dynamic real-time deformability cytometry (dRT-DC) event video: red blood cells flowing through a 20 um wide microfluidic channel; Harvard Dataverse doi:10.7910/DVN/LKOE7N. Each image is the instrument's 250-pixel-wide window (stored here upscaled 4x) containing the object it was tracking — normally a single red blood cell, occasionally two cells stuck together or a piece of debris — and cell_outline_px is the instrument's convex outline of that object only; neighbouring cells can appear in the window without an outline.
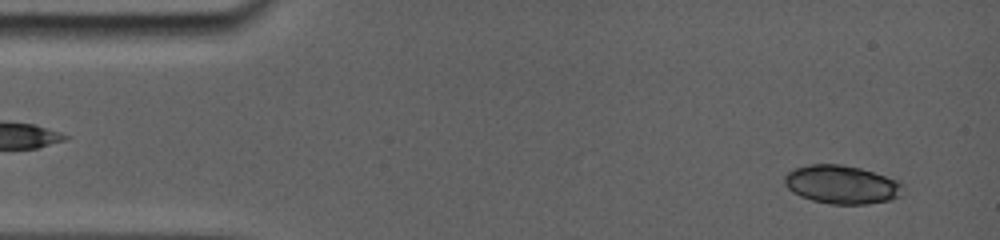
{"species": "common noctule bat (a hibernating species)", "species_latin": "Nyctalus noctula", "temperature_condition": "room temperature", "stored_images_in_passage": 28, "camera_frame_rate_fps": 5000, "um_per_image_px": 0.085, "animal": {"sex": "female", "body_mass_g": 19.0, "forearm_length_mm": 56.7}, "frame": {"image": 1, "passage_image": 7, "time_ms": 1.0, "image_size_px": [1000, 240], "cell_outline_px": [[900, 196], [892, 200], [868, 204], [832, 204], [812, 200], [800, 196], [792, 192], [784, 184], [784, 176], [788, 172], [796, 168], [812, 164], [832, 164], [860, 168], [884, 176], [900, 184]], "centroid_in_image_um": [71.47, 15.7], "position_along_channel_um": 13.5, "area_um2": 26.01}}
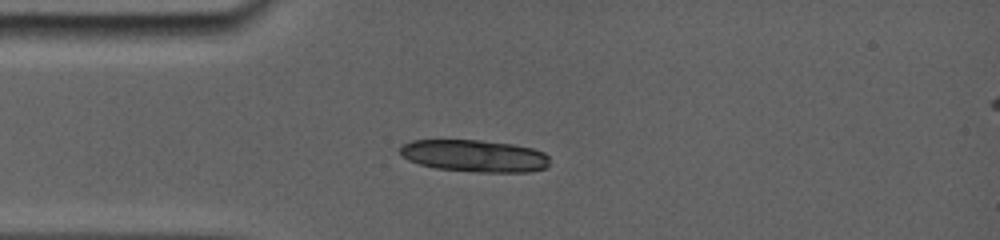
{"frame": {"image": 2, "passage_image": 25, "time_ms": 4.0, "image_size_px": [1000, 240], "cell_outline_px": [[548, 164], [544, 168], [528, 172], [476, 172], [436, 168], [420, 164], [408, 160], [400, 152], [400, 148], [404, 144], [416, 140], [476, 140], [508, 144], [532, 148], [544, 152], [548, 156]], "centroid_in_image_um": [40.34, 13.25], "position_along_channel_um": 44.7, "area_um2": 27.63}}